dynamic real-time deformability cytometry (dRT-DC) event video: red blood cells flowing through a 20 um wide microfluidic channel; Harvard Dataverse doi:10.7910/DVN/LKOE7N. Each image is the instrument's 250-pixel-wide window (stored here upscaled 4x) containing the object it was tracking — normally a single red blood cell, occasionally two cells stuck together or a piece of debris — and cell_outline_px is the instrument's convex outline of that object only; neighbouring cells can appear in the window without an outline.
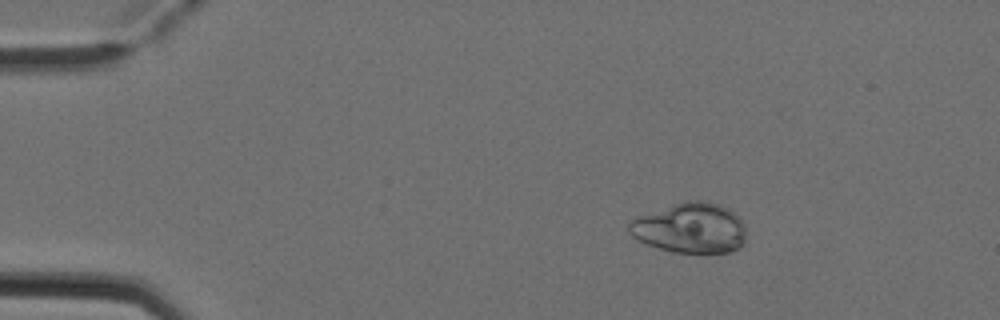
{"species": "Egyptian fruit bat (a non-hibernating species)", "species_latin": "Rousettus aegyptiacus", "temperature_condition": "cold", "stored_images_in_passage": 3, "camera_frame_rate_fps": 3000, "um_per_image_px": 0.085, "animal": {"sex": "female"}, "frame": {"image": 1, "passage_image": 1, "time_ms": 0.0, "image_size_px": [1000, 320], "cell_outline_px": [[744, 240], [740, 248], [732, 252], [708, 256], [672, 252], [644, 244], [636, 240], [628, 232], [628, 220], [688, 200], [708, 200], [720, 204], [728, 208], [744, 224]], "centroid_in_image_um": [58.68, 19.44], "position_along_channel_um": 26.3, "area_um2": 35.08}}